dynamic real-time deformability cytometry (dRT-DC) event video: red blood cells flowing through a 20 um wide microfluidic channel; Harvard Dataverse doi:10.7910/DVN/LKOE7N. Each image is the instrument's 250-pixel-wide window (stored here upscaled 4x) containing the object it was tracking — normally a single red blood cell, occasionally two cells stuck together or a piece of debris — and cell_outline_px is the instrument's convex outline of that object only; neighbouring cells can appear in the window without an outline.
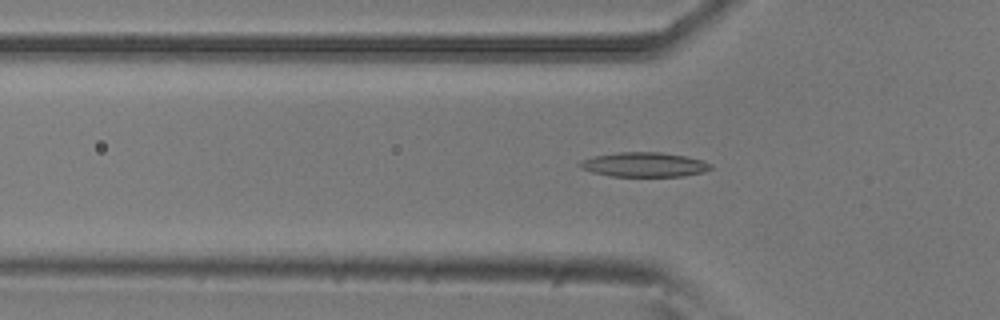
{"species": "common noctule bat (a hibernating species)", "species_latin": "Nyctalus noctula", "temperature_condition": "room temperature", "stored_images_in_passage": 32, "camera_frame_rate_fps": 3000, "um_per_image_px": 0.085, "animal": {"sex": "male", "body_mass_g": 20.5, "forearm_length_mm": 52.5}, "frame": {"image": 1, "passage_image": 2, "time_ms": 0.333, "image_size_px": [1000, 320], "cell_outline_px": [[712, 168], [704, 172], [684, 176], [608, 176], [592, 172], [580, 168], [576, 164], [580, 160], [592, 156], [620, 152], [660, 152], [684, 156], [704, 160], [712, 164]], "centroid_in_image_um": [54.73, 13.99], "position_along_channel_um": 71.1, "area_um2": 18.9}}
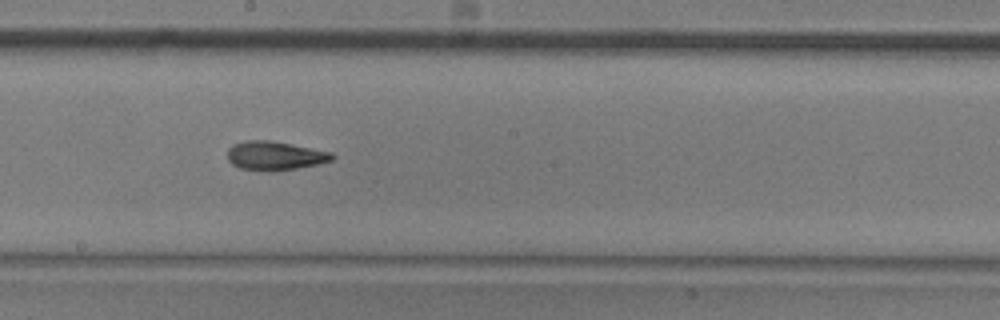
{"frame": {"image": 2, "passage_image": 14, "time_ms": 4.333, "image_size_px": [1000, 320], "cell_outline_px": [[336, 156], [332, 160], [320, 164], [276, 172], [272, 172], [240, 168], [232, 164], [228, 160], [228, 148], [232, 144], [248, 140], [272, 140], [332, 152]], "centroid_in_image_um": [23.39, 13.24], "position_along_channel_um": 224.8, "area_um2": 17.92}}
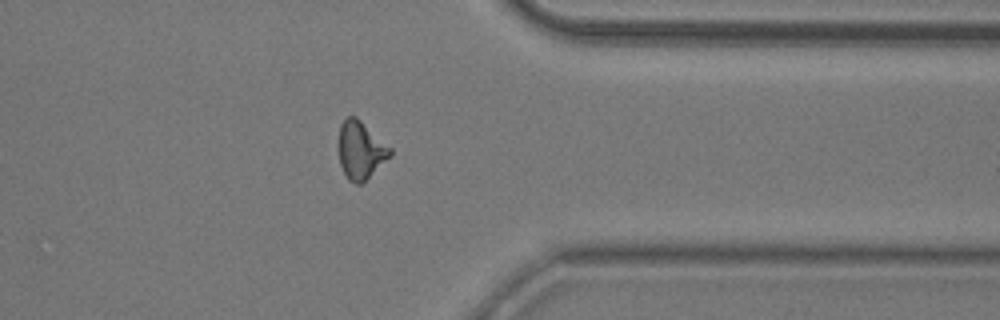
{"frame": {"image": 3, "passage_image": 27, "time_ms": 8.667, "image_size_px": [1000, 320], "cell_outline_px": [[392, 156], [360, 184], [356, 184], [348, 180], [340, 164], [340, 124], [348, 116], [356, 116], [392, 148]], "centroid_in_image_um": [30.69, 12.76], "position_along_channel_um": 380.7, "area_um2": 17.11}}